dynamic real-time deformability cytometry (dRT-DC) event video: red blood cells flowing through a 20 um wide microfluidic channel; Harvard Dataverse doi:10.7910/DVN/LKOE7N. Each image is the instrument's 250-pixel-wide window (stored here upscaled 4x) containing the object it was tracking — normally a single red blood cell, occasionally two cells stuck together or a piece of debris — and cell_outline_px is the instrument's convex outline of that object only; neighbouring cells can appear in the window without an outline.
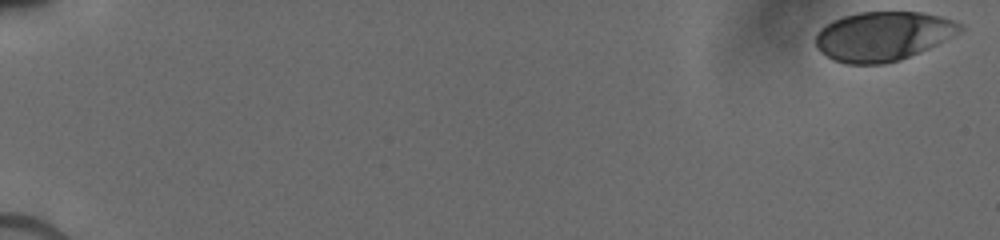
{"species": "human", "species_latin": "Homo sapiens", "temperature_condition": "cold", "stored_images_in_passage": 15, "camera_frame_rate_fps": 3000, "um_per_image_px": 0.085, "donor": {"sex": "male"}, "frame": {"image": 1, "passage_image": 1, "time_ms": 0.0, "image_size_px": [1000, 240], "cell_outline_px": [[964, 28], [960, 32], [928, 48], [900, 60], [884, 64], [848, 64], [832, 60], [820, 52], [816, 48], [816, 32], [820, 28], [832, 20], [844, 16], [860, 12], [920, 12], [940, 16], [964, 24]], "centroid_in_image_um": [75.02, 3.08], "position_along_channel_um": 10.0, "area_um2": 41.5}}
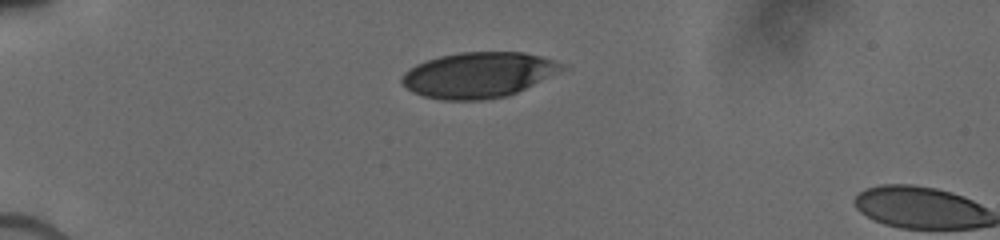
{"frame": {"image": 2, "passage_image": 13, "time_ms": 4.667, "image_size_px": [1000, 240], "cell_outline_px": [[568, 68], [508, 96], [484, 100], [440, 100], [424, 96], [408, 88], [400, 80], [404, 72], [416, 64], [440, 56], [460, 52], [524, 52], [540, 56], [564, 64]], "centroid_in_image_um": [40.68, 6.37], "position_along_channel_um": 44.3, "area_um2": 42.25}}